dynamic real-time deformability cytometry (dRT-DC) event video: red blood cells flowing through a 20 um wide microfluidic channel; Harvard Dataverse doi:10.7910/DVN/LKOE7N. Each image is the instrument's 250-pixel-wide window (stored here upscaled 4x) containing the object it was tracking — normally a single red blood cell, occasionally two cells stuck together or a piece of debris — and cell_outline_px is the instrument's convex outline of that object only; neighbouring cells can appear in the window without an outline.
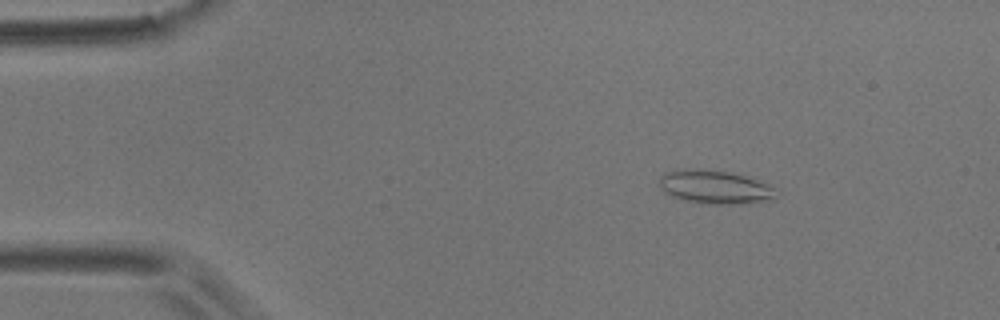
{"species": "common noctule bat (a hibernating species)", "species_latin": "Nyctalus noctula", "temperature_condition": "room temperature", "stored_images_in_passage": 9, "camera_frame_rate_fps": 3000, "um_per_image_px": 0.085, "animal": {"sex": "male", "body_mass_g": 17.9}, "frame": {"image": 1, "passage_image": 2, "time_ms": 0.333, "image_size_px": [1000, 320], "cell_outline_px": [[780, 192], [772, 200], [744, 204], [708, 204], [688, 200], [672, 196], [664, 192], [660, 188], [660, 176], [664, 172], [696, 168], [728, 172], [744, 176], [756, 180], [776, 188]], "centroid_in_image_um": [60.81, 15.91], "position_along_channel_um": 24.2, "area_um2": 22.77}}
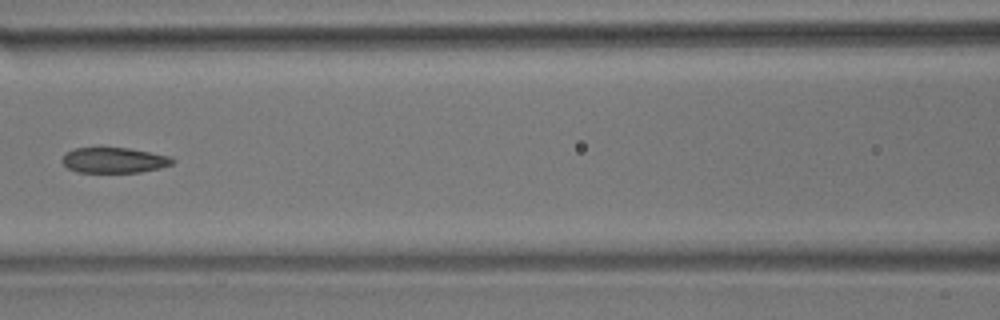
{"frame": {"image": 2, "passage_image": 7, "time_ms": 2.0, "image_size_px": [1000, 320], "cell_outline_px": [[176, 160], [172, 164], [160, 168], [140, 172], [76, 172], [68, 168], [60, 160], [68, 152], [76, 148], [128, 148], [168, 156]], "centroid_in_image_um": [9.69, 13.63], "position_along_channel_um": 156.9, "area_um2": 16.13}}
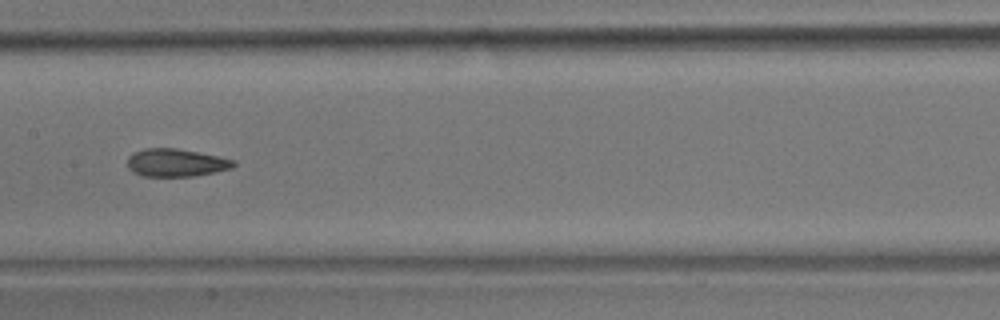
{"frame": {"image": 3, "passage_image": 8, "time_ms": 2.333, "image_size_px": [1000, 320], "cell_outline_px": [[236, 164], [232, 168], [192, 176], [140, 176], [132, 172], [128, 168], [128, 156], [132, 152], [144, 148], [176, 148], [236, 160]], "centroid_in_image_um": [14.9, 13.82], "position_along_channel_um": 192.5, "area_um2": 17.17}}